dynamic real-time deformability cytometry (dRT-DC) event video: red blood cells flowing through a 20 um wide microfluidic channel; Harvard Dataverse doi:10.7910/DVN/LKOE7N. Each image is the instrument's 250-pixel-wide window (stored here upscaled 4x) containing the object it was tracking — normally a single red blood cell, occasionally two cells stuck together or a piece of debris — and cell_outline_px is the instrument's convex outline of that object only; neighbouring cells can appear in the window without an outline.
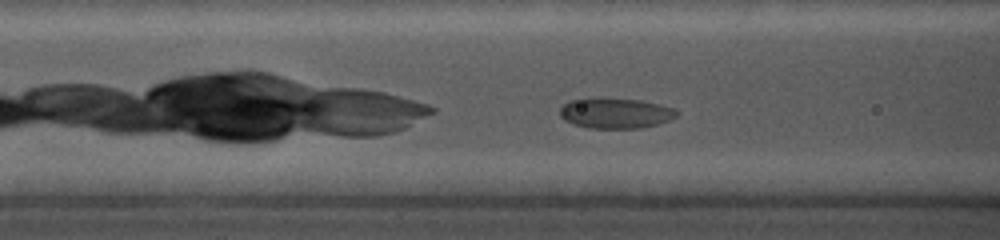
{"species": "common noctule bat (a hibernating species)", "species_latin": "Nyctalus noctula", "temperature_condition": "cold", "stored_images_in_passage": 17, "camera_frame_rate_fps": 5000, "um_per_image_px": 0.085, "animal": {"sex": "female", "body_mass_g": 19.0, "forearm_length_mm": 56.7}, "frame": {"image": 1, "passage_image": 15, "time_ms": 5.8, "image_size_px": [1000, 240], "cell_outline_px": [[680, 112], [676, 116], [668, 120], [656, 124], [640, 128], [588, 128], [572, 124], [564, 120], [560, 116], [560, 108], [564, 104], [572, 100], [644, 100], [676, 108]], "centroid_in_image_um": [52.36, 9.65], "position_along_channel_um": 114.2, "area_um2": 20.17}}